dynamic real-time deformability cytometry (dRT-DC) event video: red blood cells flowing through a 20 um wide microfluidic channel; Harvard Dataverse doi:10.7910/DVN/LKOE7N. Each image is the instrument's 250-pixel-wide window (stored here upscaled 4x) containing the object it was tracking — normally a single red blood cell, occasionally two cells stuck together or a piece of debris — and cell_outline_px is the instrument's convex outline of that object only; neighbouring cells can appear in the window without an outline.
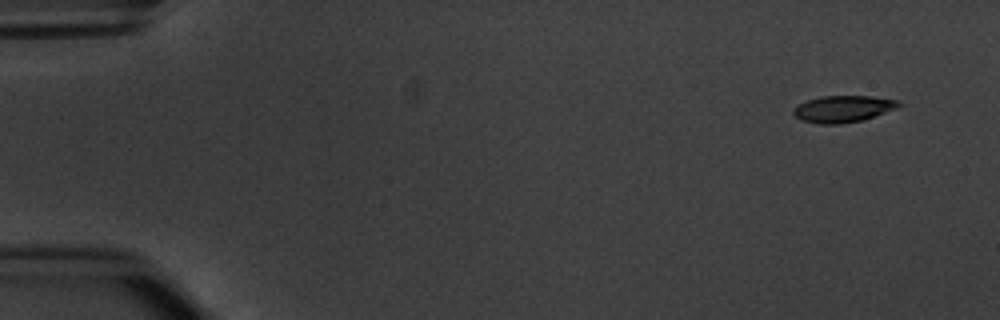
{"species": "common noctule bat (a hibernating species)", "species_latin": "Nyctalus noctula", "temperature_condition": "warm", "stored_images_in_passage": 4, "camera_frame_rate_fps": 3000, "um_per_image_px": 0.085, "animal": {"sex": "male", "body_mass_g": 20.1, "forearm_length_mm": 53.5}, "frame": {"image": 1, "passage_image": 1, "time_ms": 0.0, "image_size_px": [1000, 320], "cell_outline_px": [[904, 104], [900, 108], [864, 120], [840, 124], [816, 124], [800, 120], [792, 112], [792, 108], [796, 104], [808, 100], [824, 96], [872, 96], [900, 100]], "centroid_in_image_um": [71.71, 9.26], "position_along_channel_um": 13.3, "area_um2": 16.88}}
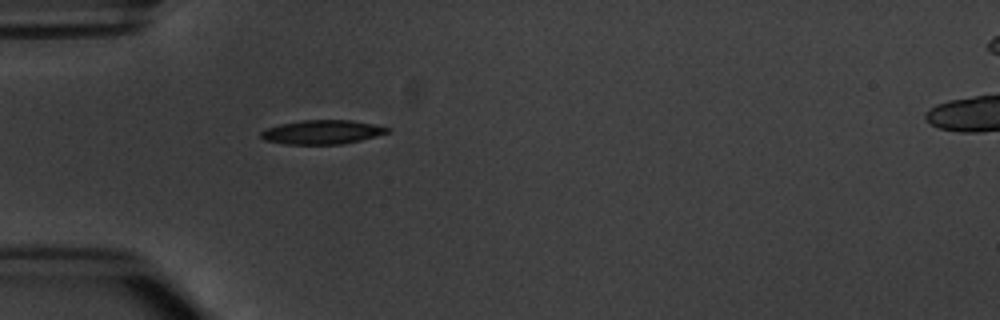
{"frame": {"image": 2, "passage_image": 4, "time_ms": 4.333, "image_size_px": [1000, 320], "cell_outline_px": [[392, 128], [388, 132], [360, 140], [340, 144], [284, 144], [264, 140], [260, 136], [260, 132], [264, 128], [280, 124], [304, 120], [352, 120]], "centroid_in_image_um": [27.33, 11.22], "position_along_channel_um": 57.7, "area_um2": 17.63}}